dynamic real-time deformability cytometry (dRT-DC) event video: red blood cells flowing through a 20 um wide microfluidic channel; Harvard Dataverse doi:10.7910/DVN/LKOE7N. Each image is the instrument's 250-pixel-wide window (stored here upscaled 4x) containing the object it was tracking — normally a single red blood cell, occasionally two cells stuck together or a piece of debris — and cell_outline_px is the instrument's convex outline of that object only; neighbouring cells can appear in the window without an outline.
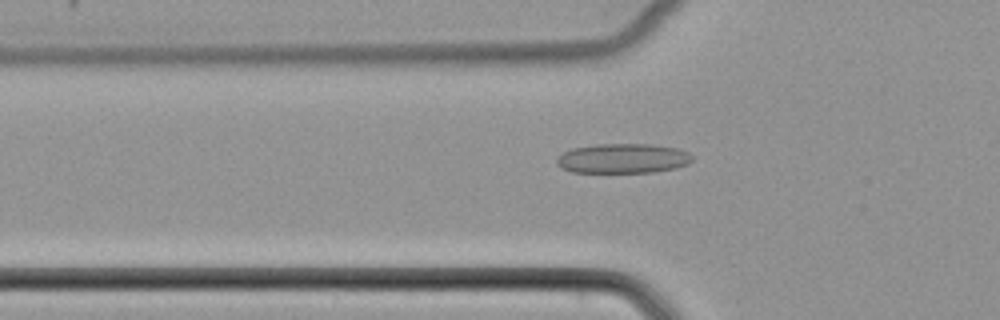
{"species": "common noctule bat (a hibernating species)", "species_latin": "Nyctalus noctula", "temperature_condition": "cold", "stored_images_in_passage": 40, "camera_frame_rate_fps": 3000, "um_per_image_px": 0.085, "animal": {"sex": "female", "body_mass_g": 22.7, "forearm_length_mm": 54.2}, "frame": {"image": 1, "passage_image": 7, "time_ms": 2.0, "image_size_px": [1000, 320], "cell_outline_px": [[692, 160], [688, 164], [676, 168], [656, 172], [572, 172], [556, 164], [556, 160], [564, 152], [572, 148], [596, 144], [652, 144], [676, 148], [688, 152], [692, 156]], "centroid_in_image_um": [52.97, 13.46], "position_along_channel_um": 72.8, "area_um2": 23.41}}
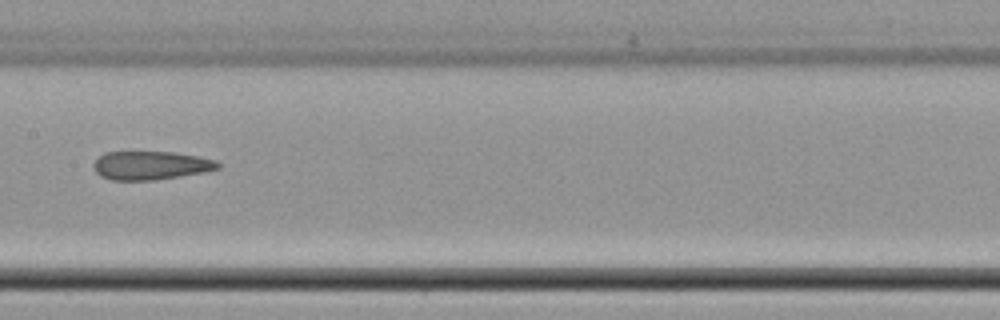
{"frame": {"image": 2, "passage_image": 16, "time_ms": 5.0, "image_size_px": [1000, 320], "cell_outline_px": [[220, 168], [204, 172], [180, 176], [152, 180], [112, 180], [100, 176], [96, 172], [92, 164], [104, 152], [172, 152], [200, 156], [216, 160], [220, 164]], "centroid_in_image_um": [12.82, 14.06], "position_along_channel_um": 194.6, "area_um2": 20.69}}
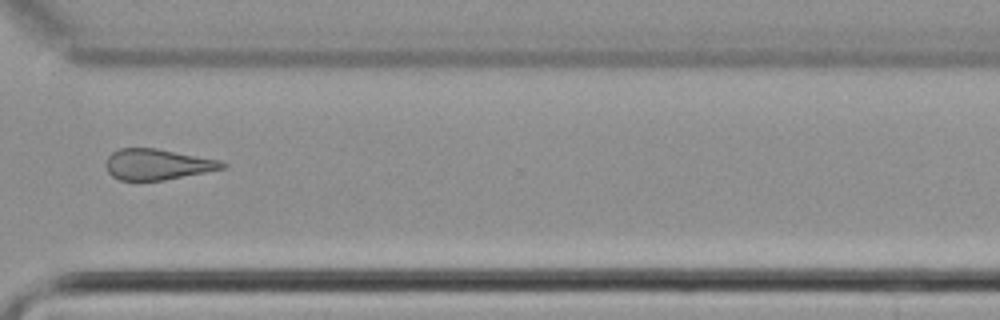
{"frame": {"image": 3, "passage_image": 28, "time_ms": 9.0, "image_size_px": [1000, 320], "cell_outline_px": [[228, 164], [224, 168], [164, 180], [120, 180], [112, 176], [108, 172], [104, 164], [108, 156], [112, 152], [120, 148], [156, 148], [220, 160]], "centroid_in_image_um": [13.34, 13.96], "position_along_channel_um": 357.3, "area_um2": 20.81}}